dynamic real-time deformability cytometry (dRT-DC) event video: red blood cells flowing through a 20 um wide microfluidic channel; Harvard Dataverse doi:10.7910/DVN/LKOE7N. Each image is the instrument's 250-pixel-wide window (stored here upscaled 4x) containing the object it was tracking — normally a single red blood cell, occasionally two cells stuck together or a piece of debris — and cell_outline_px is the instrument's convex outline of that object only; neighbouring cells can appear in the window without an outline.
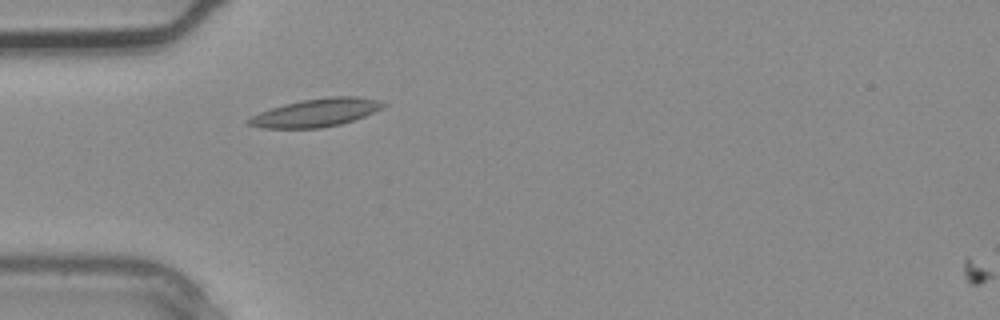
{"species": "common noctule bat (a hibernating species)", "species_latin": "Nyctalus noctula", "temperature_condition": "warm", "stored_images_in_passage": 2, "camera_frame_rate_fps": 3000, "um_per_image_px": 0.085, "animal": {"sex": "male", "body_mass_g": 20.4}, "frame": {"image": 1, "passage_image": 2, "time_ms": 0.333, "image_size_px": [1000, 320], "cell_outline_px": [[388, 104], [384, 108], [364, 116], [340, 124], [320, 128], [264, 128], [248, 124], [244, 120], [260, 112], [284, 104], [300, 100], [328, 96], [360, 96], [380, 100]], "centroid_in_image_um": [26.9, 9.56], "position_along_channel_um": 58.1, "area_um2": 22.14}}